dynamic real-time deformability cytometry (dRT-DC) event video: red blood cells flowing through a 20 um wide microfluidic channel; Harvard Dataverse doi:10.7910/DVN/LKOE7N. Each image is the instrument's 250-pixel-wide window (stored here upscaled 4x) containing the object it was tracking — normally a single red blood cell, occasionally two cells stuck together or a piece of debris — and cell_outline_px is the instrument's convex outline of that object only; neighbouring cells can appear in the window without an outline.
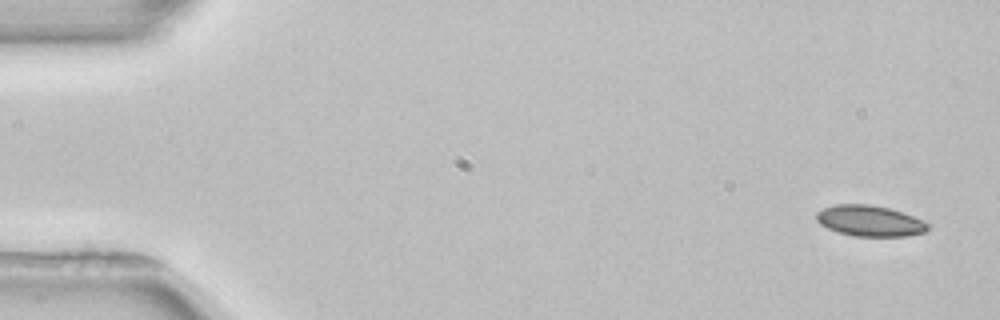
{"species": "common noctule bat (a hibernating species)", "species_latin": "Nyctalus noctula", "temperature_condition": "room temperature", "stored_images_in_passage": 4, "camera_frame_rate_fps": 3000, "um_per_image_px": 0.085, "animal": {"sex": "female", "body_mass_g": 22.7, "forearm_length_mm": 54.2}, "frame": {"image": 1, "passage_image": 1, "time_ms": 0.0, "image_size_px": [1000, 320], "cell_outline_px": [[928, 228], [924, 232], [908, 236], [852, 236], [836, 232], [820, 224], [816, 220], [816, 212], [824, 208], [836, 204], [868, 204], [888, 208], [904, 212], [924, 220], [928, 224]], "centroid_in_image_um": [73.92, 18.77], "position_along_channel_um": 11.1, "area_um2": 20.17}}
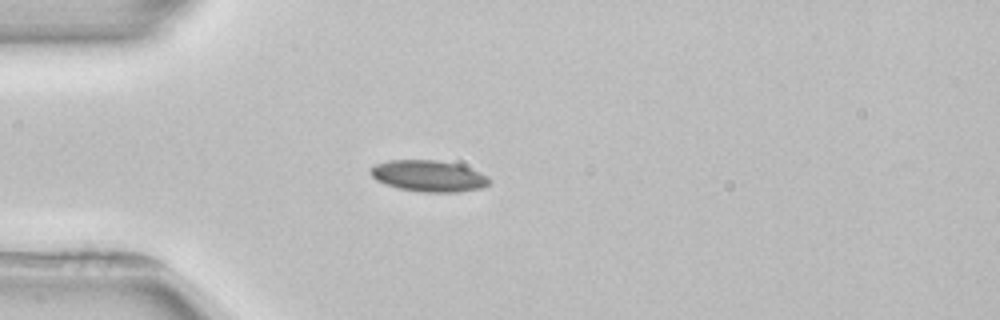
{"frame": {"image": 2, "passage_image": 4, "time_ms": 4.0, "image_size_px": [1000, 320], "cell_outline_px": [[488, 184], [480, 188], [456, 192], [424, 192], [400, 188], [376, 180], [368, 172], [368, 168], [376, 164], [388, 160], [436, 160], [456, 164], [480, 172], [488, 176]], "centroid_in_image_um": [36.38, 14.95], "position_along_channel_um": 48.6, "area_um2": 21.39}}